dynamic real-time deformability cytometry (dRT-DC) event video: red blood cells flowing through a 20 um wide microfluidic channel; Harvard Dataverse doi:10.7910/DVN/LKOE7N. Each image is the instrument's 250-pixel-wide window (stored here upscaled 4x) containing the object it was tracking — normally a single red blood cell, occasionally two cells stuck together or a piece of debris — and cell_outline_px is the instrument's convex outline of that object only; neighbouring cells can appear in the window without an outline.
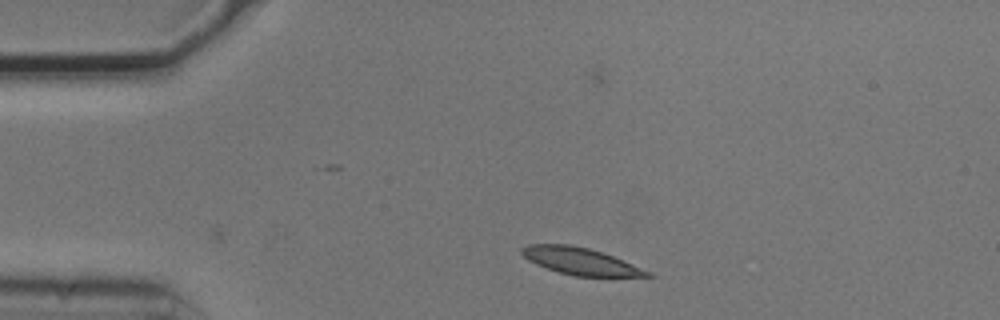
{"species": "common noctule bat (a hibernating species)", "species_latin": "Nyctalus noctula", "temperature_condition": "cold", "stored_images_in_passage": 34, "camera_frame_rate_fps": 3000, "um_per_image_px": 0.085, "animal": {"sex": "male", "body_mass_g": 20.5, "forearm_length_mm": 52.5}, "frame": {"image": 1, "passage_image": 1, "time_ms": 0.0, "image_size_px": [1000, 320], "cell_outline_px": [[652, 276], [576, 276], [560, 272], [536, 264], [528, 260], [520, 252], [520, 248], [528, 244], [568, 244], [588, 248], [612, 256], [652, 272]], "centroid_in_image_um": [49.29, 22.19], "position_along_channel_um": 35.7, "area_um2": 19.36}}
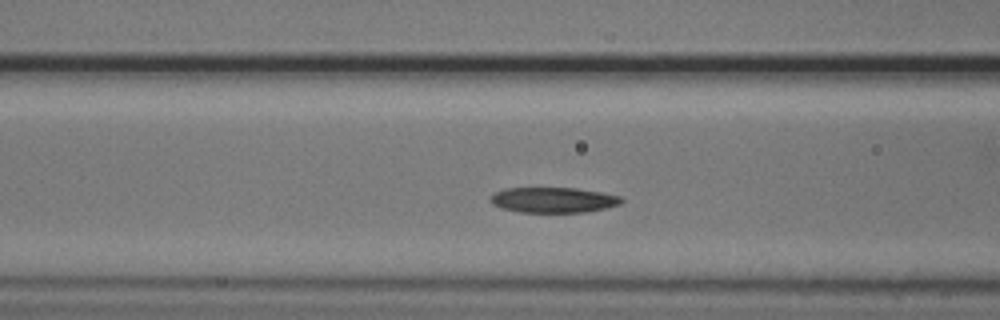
{"frame": {"image": 2, "passage_image": 11, "time_ms": 3.333, "image_size_px": [1000, 320], "cell_outline_px": [[624, 200], [620, 204], [588, 212], [520, 212], [500, 208], [492, 204], [488, 200], [488, 196], [492, 192], [504, 188], [576, 188], [600, 192], [620, 196]], "centroid_in_image_um": [46.95, 16.99], "position_along_channel_um": 119.7, "area_um2": 19.59}}
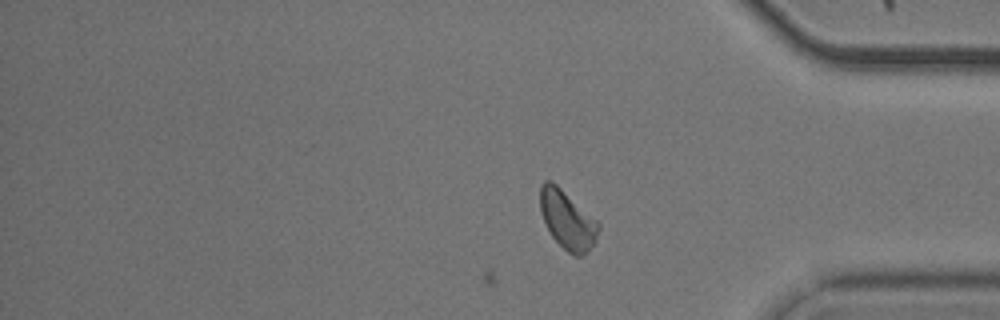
{"frame": {"image": 3, "passage_image": 34, "time_ms": 11.0, "image_size_px": [1000, 320], "cell_outline_px": [[600, 228], [596, 240], [588, 252], [580, 256], [572, 256], [552, 236], [540, 212], [540, 184], [544, 180], [548, 180], [556, 184], [596, 220], [600, 224]], "centroid_in_image_um": [48.23, 18.7], "position_along_channel_um": 387.0, "area_um2": 19.65}}